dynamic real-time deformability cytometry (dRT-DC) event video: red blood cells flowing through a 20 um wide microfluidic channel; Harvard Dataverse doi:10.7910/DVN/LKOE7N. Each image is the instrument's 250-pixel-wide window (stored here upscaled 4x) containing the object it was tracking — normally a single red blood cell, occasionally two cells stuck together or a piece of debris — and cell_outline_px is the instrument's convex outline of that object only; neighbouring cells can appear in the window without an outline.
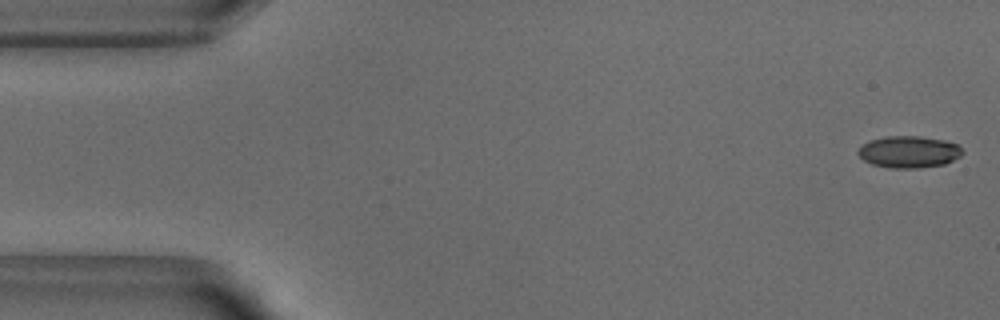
{"species": "common noctule bat (a hibernating species)", "species_latin": "Nyctalus noctula", "temperature_condition": "warm", "stored_images_in_passage": 51, "camera_frame_rate_fps": 3000, "um_per_image_px": 0.085, "animal": {"sex": "male", "body_mass_g": 18.8}, "frame": {"image": 1, "passage_image": 1, "time_ms": 0.0, "image_size_px": [1000, 320], "cell_outline_px": [[964, 152], [960, 156], [944, 164], [916, 168], [888, 168], [872, 164], [864, 160], [856, 152], [864, 144], [872, 140], [884, 136], [920, 136], [944, 140], [956, 144]], "centroid_in_image_um": [77.25, 12.91], "position_along_channel_um": 7.8, "area_um2": 19.19}}
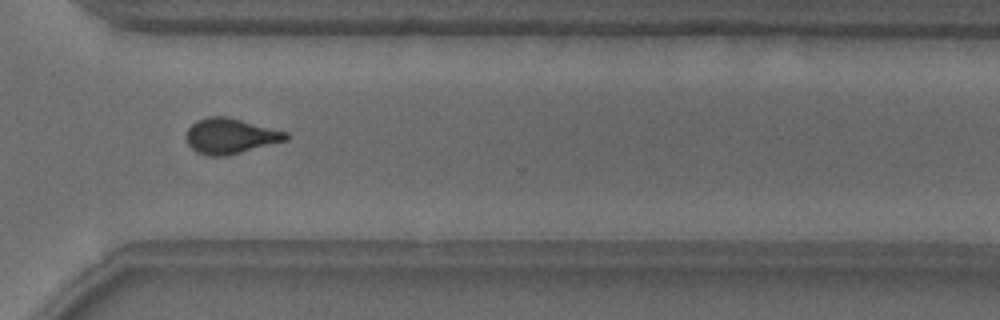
{"frame": {"image": 2, "passage_image": 37, "time_ms": 12.0, "image_size_px": [1000, 320], "cell_outline_px": [[288, 140], [228, 156], [212, 156], [196, 152], [188, 144], [184, 136], [188, 128], [196, 120], [208, 116], [224, 116], [288, 132]], "centroid_in_image_um": [19.56, 11.57], "position_along_channel_um": 351.0, "area_um2": 20.63}}
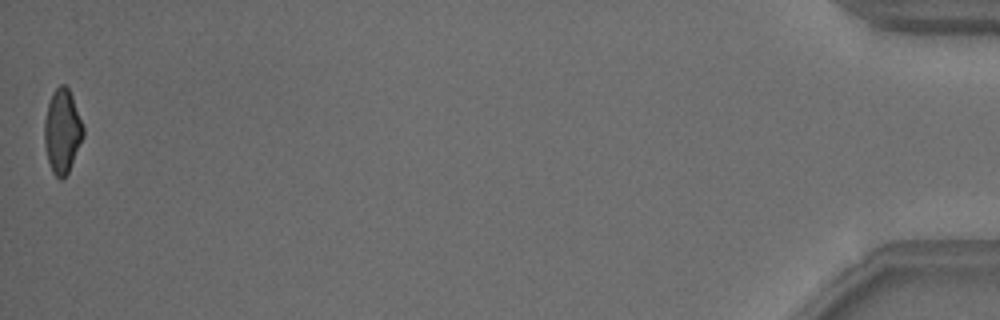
{"frame": {"image": 3, "passage_image": 51, "time_ms": 16.667, "image_size_px": [1000, 320], "cell_outline_px": [[84, 136], [68, 172], [60, 180], [52, 172], [48, 160], [44, 144], [44, 120], [48, 104], [52, 92], [60, 84], [64, 84], [68, 88], [72, 96], [84, 128]], "centroid_in_image_um": [5.28, 11.14], "position_along_channel_um": 429.9, "area_um2": 18.9}, "authors_computed_cell_mechanics": {"area_um2": 20.3456, "velocity_mm_per_s": 3.8648, "shape_relaxation_time_tau1_ms": 7.2333, "shape_relaxation_time_tau2_ms": 2.0094, "deformation_change_tau1": 0.1771, "deformation_change_tau2": 0.0698}}